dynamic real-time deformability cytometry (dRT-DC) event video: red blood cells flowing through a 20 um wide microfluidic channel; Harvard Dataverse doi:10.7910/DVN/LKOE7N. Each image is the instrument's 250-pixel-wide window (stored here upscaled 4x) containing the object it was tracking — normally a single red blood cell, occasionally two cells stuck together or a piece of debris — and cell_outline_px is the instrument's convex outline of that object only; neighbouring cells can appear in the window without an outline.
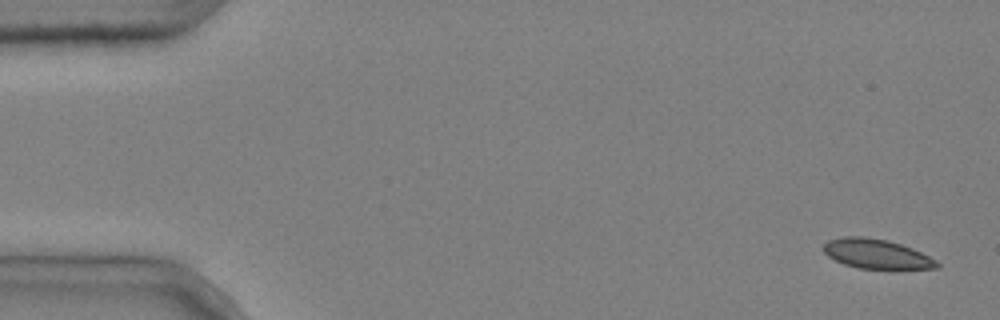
{"species": "common noctule bat (a hibernating species)", "species_latin": "Nyctalus noctula", "temperature_condition": "cold", "stored_images_in_passage": 5, "camera_frame_rate_fps": 3000, "um_per_image_px": 0.085, "animal": {"sex": "male", "body_mass_g": 20.4}, "frame": {"image": 1, "passage_image": 1, "time_ms": 0.0, "image_size_px": [1000, 320], "cell_outline_px": [[940, 268], [860, 268], [844, 264], [828, 256], [824, 252], [824, 244], [828, 240], [844, 236], [864, 236], [888, 240], [912, 248], [936, 260], [940, 264]], "centroid_in_image_um": [74.49, 21.56], "position_along_channel_um": 10.5, "area_um2": 19.25}}
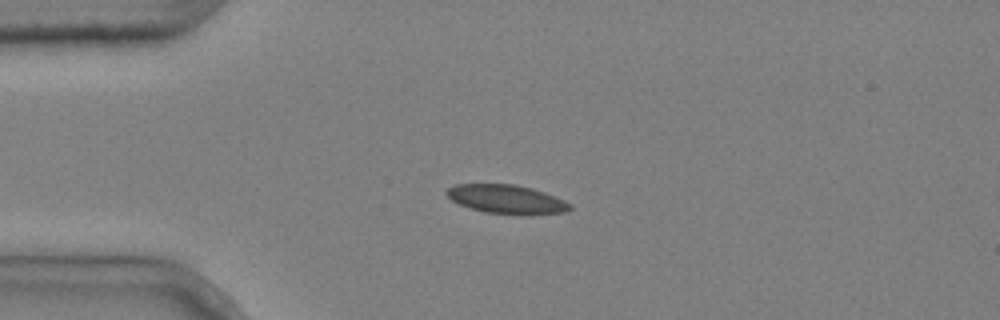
{"frame": {"image": 2, "passage_image": 4, "time_ms": 1.0, "image_size_px": [1000, 320], "cell_outline_px": [[572, 208], [568, 212], [528, 216], [520, 216], [484, 212], [468, 208], [452, 200], [444, 192], [448, 188], [456, 184], [512, 184], [532, 188], [544, 192], [564, 200], [572, 204]], "centroid_in_image_um": [43.1, 16.97], "position_along_channel_um": 41.9, "area_um2": 21.21}}